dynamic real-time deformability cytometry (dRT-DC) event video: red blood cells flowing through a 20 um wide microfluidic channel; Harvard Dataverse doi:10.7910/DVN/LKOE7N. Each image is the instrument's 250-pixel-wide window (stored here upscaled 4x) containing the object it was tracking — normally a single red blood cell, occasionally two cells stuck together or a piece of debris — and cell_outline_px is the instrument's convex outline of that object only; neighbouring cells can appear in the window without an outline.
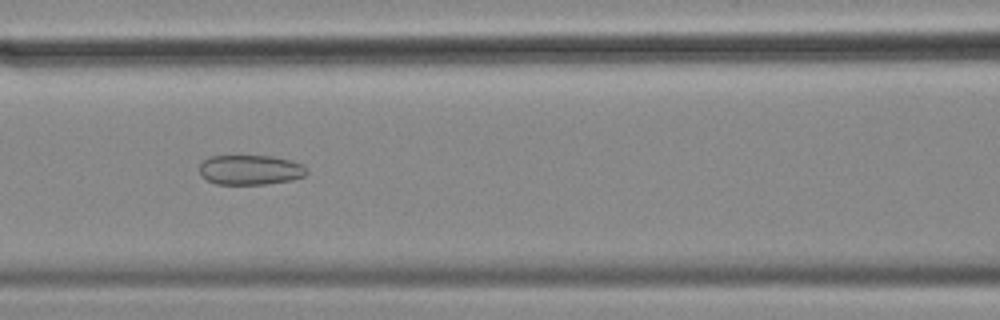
{"species": "common noctule bat (a hibernating species)", "species_latin": "Nyctalus noctula", "temperature_condition": "cold", "stored_images_in_passage": 57, "camera_frame_rate_fps": 3000, "um_per_image_px": 0.085, "animal": {"sex": "female", "body_mass_g": 18.4}, "frame": {"image": 1, "passage_image": 25, "time_ms": 8.0, "image_size_px": [1000, 320], "cell_outline_px": [[308, 172], [304, 176], [292, 180], [264, 184], [216, 184], [200, 176], [200, 164], [208, 156], [272, 156], [292, 160], [300, 164]], "centroid_in_image_um": [21.25, 14.44], "position_along_channel_um": 145.3, "area_um2": 18.61}}
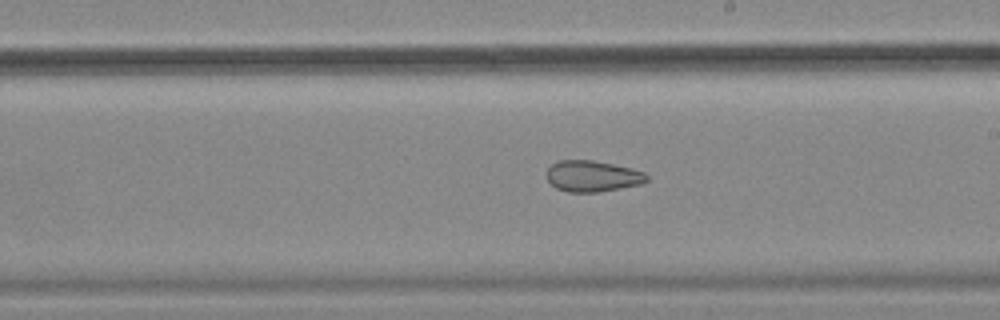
{"frame": {"image": 2, "passage_image": 33, "time_ms": 10.667, "image_size_px": [1000, 320], "cell_outline_px": [[648, 180], [640, 184], [596, 192], [568, 192], [556, 188], [544, 176], [544, 172], [552, 164], [560, 160], [592, 160], [632, 168], [644, 172], [648, 176]], "centroid_in_image_um": [50.31, 14.96], "position_along_channel_um": 238.7, "area_um2": 18.15}}
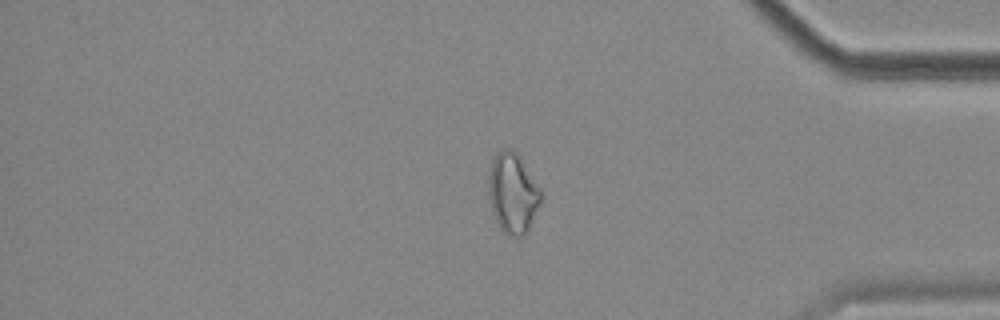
{"frame": {"image": 3, "passage_image": 48, "time_ms": 15.667, "image_size_px": [1000, 320], "cell_outline_px": [[544, 196], [528, 228], [520, 236], [508, 236], [496, 224], [492, 212], [488, 196], [488, 176], [492, 160], [496, 152], [500, 148], [512, 148], [516, 152], [540, 188]], "centroid_in_image_um": [43.55, 16.39], "position_along_channel_um": 391.6, "area_um2": 24.62}, "authors_computed_cell_mechanics": {"area_um2": 24.2182, "velocity_mm_per_s": 3.5089, "shape_relaxation_time_tau1_ms": null, "shape_relaxation_time_tau2_ms": 5.3506, "deformation_change_tau1": null, "deformation_change_tau2": 0.1255}}